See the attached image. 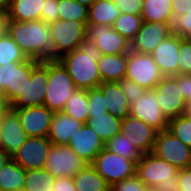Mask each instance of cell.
I'll use <instances>...</instances> for the list:
<instances>
[{
	"label": "cell",
	"instance_id": "1",
	"mask_svg": "<svg viewBox=\"0 0 191 191\" xmlns=\"http://www.w3.org/2000/svg\"><path fill=\"white\" fill-rule=\"evenodd\" d=\"M5 30L27 58L37 61L53 60L51 29L42 20H5Z\"/></svg>",
	"mask_w": 191,
	"mask_h": 191
},
{
	"label": "cell",
	"instance_id": "2",
	"mask_svg": "<svg viewBox=\"0 0 191 191\" xmlns=\"http://www.w3.org/2000/svg\"><path fill=\"white\" fill-rule=\"evenodd\" d=\"M100 49L91 41L85 39L78 48L57 59L67 70L74 85L80 90L97 88L101 83L98 68Z\"/></svg>",
	"mask_w": 191,
	"mask_h": 191
},
{
	"label": "cell",
	"instance_id": "3",
	"mask_svg": "<svg viewBox=\"0 0 191 191\" xmlns=\"http://www.w3.org/2000/svg\"><path fill=\"white\" fill-rule=\"evenodd\" d=\"M77 88L58 60H48V82L43 105L53 112L63 111L65 103Z\"/></svg>",
	"mask_w": 191,
	"mask_h": 191
},
{
	"label": "cell",
	"instance_id": "4",
	"mask_svg": "<svg viewBox=\"0 0 191 191\" xmlns=\"http://www.w3.org/2000/svg\"><path fill=\"white\" fill-rule=\"evenodd\" d=\"M53 48V60L72 52L86 39L87 24L77 20L59 19L49 24Z\"/></svg>",
	"mask_w": 191,
	"mask_h": 191
},
{
	"label": "cell",
	"instance_id": "5",
	"mask_svg": "<svg viewBox=\"0 0 191 191\" xmlns=\"http://www.w3.org/2000/svg\"><path fill=\"white\" fill-rule=\"evenodd\" d=\"M48 82V60L31 59V79L26 87L9 105L10 109L42 106Z\"/></svg>",
	"mask_w": 191,
	"mask_h": 191
},
{
	"label": "cell",
	"instance_id": "6",
	"mask_svg": "<svg viewBox=\"0 0 191 191\" xmlns=\"http://www.w3.org/2000/svg\"><path fill=\"white\" fill-rule=\"evenodd\" d=\"M91 165L111 187L120 181L136 175L137 163L106 149L96 155Z\"/></svg>",
	"mask_w": 191,
	"mask_h": 191
},
{
	"label": "cell",
	"instance_id": "7",
	"mask_svg": "<svg viewBox=\"0 0 191 191\" xmlns=\"http://www.w3.org/2000/svg\"><path fill=\"white\" fill-rule=\"evenodd\" d=\"M164 77L151 54L129 51L127 53L126 75L127 80L135 82L146 90L154 87Z\"/></svg>",
	"mask_w": 191,
	"mask_h": 191
},
{
	"label": "cell",
	"instance_id": "8",
	"mask_svg": "<svg viewBox=\"0 0 191 191\" xmlns=\"http://www.w3.org/2000/svg\"><path fill=\"white\" fill-rule=\"evenodd\" d=\"M31 79V58L0 65V95L7 106L23 92Z\"/></svg>",
	"mask_w": 191,
	"mask_h": 191
},
{
	"label": "cell",
	"instance_id": "9",
	"mask_svg": "<svg viewBox=\"0 0 191 191\" xmlns=\"http://www.w3.org/2000/svg\"><path fill=\"white\" fill-rule=\"evenodd\" d=\"M88 163L66 144H52L44 169L54 178L73 177Z\"/></svg>",
	"mask_w": 191,
	"mask_h": 191
},
{
	"label": "cell",
	"instance_id": "10",
	"mask_svg": "<svg viewBox=\"0 0 191 191\" xmlns=\"http://www.w3.org/2000/svg\"><path fill=\"white\" fill-rule=\"evenodd\" d=\"M151 153L178 169L191 167V148L168 130L158 131Z\"/></svg>",
	"mask_w": 191,
	"mask_h": 191
},
{
	"label": "cell",
	"instance_id": "11",
	"mask_svg": "<svg viewBox=\"0 0 191 191\" xmlns=\"http://www.w3.org/2000/svg\"><path fill=\"white\" fill-rule=\"evenodd\" d=\"M162 113L167 120L189 112L179 85L173 76H164L154 87Z\"/></svg>",
	"mask_w": 191,
	"mask_h": 191
},
{
	"label": "cell",
	"instance_id": "12",
	"mask_svg": "<svg viewBox=\"0 0 191 191\" xmlns=\"http://www.w3.org/2000/svg\"><path fill=\"white\" fill-rule=\"evenodd\" d=\"M51 145L48 137H27L11 159L26 171L44 169Z\"/></svg>",
	"mask_w": 191,
	"mask_h": 191
},
{
	"label": "cell",
	"instance_id": "13",
	"mask_svg": "<svg viewBox=\"0 0 191 191\" xmlns=\"http://www.w3.org/2000/svg\"><path fill=\"white\" fill-rule=\"evenodd\" d=\"M178 171L177 167L150 152L143 154L137 162L136 175L144 185L157 186L161 182L170 181Z\"/></svg>",
	"mask_w": 191,
	"mask_h": 191
},
{
	"label": "cell",
	"instance_id": "14",
	"mask_svg": "<svg viewBox=\"0 0 191 191\" xmlns=\"http://www.w3.org/2000/svg\"><path fill=\"white\" fill-rule=\"evenodd\" d=\"M86 39L100 49L101 55L124 54L130 51V42L107 25L87 24Z\"/></svg>",
	"mask_w": 191,
	"mask_h": 191
},
{
	"label": "cell",
	"instance_id": "15",
	"mask_svg": "<svg viewBox=\"0 0 191 191\" xmlns=\"http://www.w3.org/2000/svg\"><path fill=\"white\" fill-rule=\"evenodd\" d=\"M158 131L167 130L168 120L162 113L159 100L154 89L146 90L143 95L130 104V114Z\"/></svg>",
	"mask_w": 191,
	"mask_h": 191
},
{
	"label": "cell",
	"instance_id": "16",
	"mask_svg": "<svg viewBox=\"0 0 191 191\" xmlns=\"http://www.w3.org/2000/svg\"><path fill=\"white\" fill-rule=\"evenodd\" d=\"M173 22H144L130 43V50L151 54L154 48L173 34Z\"/></svg>",
	"mask_w": 191,
	"mask_h": 191
},
{
	"label": "cell",
	"instance_id": "17",
	"mask_svg": "<svg viewBox=\"0 0 191 191\" xmlns=\"http://www.w3.org/2000/svg\"><path fill=\"white\" fill-rule=\"evenodd\" d=\"M120 133L124 135L142 154L152 152L158 130L140 119L128 115L123 118Z\"/></svg>",
	"mask_w": 191,
	"mask_h": 191
},
{
	"label": "cell",
	"instance_id": "18",
	"mask_svg": "<svg viewBox=\"0 0 191 191\" xmlns=\"http://www.w3.org/2000/svg\"><path fill=\"white\" fill-rule=\"evenodd\" d=\"M12 110L17 113L21 127L28 137H48L53 111L44 105Z\"/></svg>",
	"mask_w": 191,
	"mask_h": 191
},
{
	"label": "cell",
	"instance_id": "19",
	"mask_svg": "<svg viewBox=\"0 0 191 191\" xmlns=\"http://www.w3.org/2000/svg\"><path fill=\"white\" fill-rule=\"evenodd\" d=\"M80 158L91 164L105 142L86 123L76 130L67 144Z\"/></svg>",
	"mask_w": 191,
	"mask_h": 191
},
{
	"label": "cell",
	"instance_id": "20",
	"mask_svg": "<svg viewBox=\"0 0 191 191\" xmlns=\"http://www.w3.org/2000/svg\"><path fill=\"white\" fill-rule=\"evenodd\" d=\"M180 36L171 34L162 40L153 50L151 56L160 68L164 76H174L179 74Z\"/></svg>",
	"mask_w": 191,
	"mask_h": 191
},
{
	"label": "cell",
	"instance_id": "21",
	"mask_svg": "<svg viewBox=\"0 0 191 191\" xmlns=\"http://www.w3.org/2000/svg\"><path fill=\"white\" fill-rule=\"evenodd\" d=\"M0 137V148L10 156L21 147L28 137L21 127L17 113L8 106L4 108V120Z\"/></svg>",
	"mask_w": 191,
	"mask_h": 191
},
{
	"label": "cell",
	"instance_id": "22",
	"mask_svg": "<svg viewBox=\"0 0 191 191\" xmlns=\"http://www.w3.org/2000/svg\"><path fill=\"white\" fill-rule=\"evenodd\" d=\"M83 123L65 114L63 111L54 112L48 133L52 144H68L71 136L82 127Z\"/></svg>",
	"mask_w": 191,
	"mask_h": 191
},
{
	"label": "cell",
	"instance_id": "23",
	"mask_svg": "<svg viewBox=\"0 0 191 191\" xmlns=\"http://www.w3.org/2000/svg\"><path fill=\"white\" fill-rule=\"evenodd\" d=\"M98 87L102 90L106 107L113 116L122 120L130 114V104L119 82H101Z\"/></svg>",
	"mask_w": 191,
	"mask_h": 191
},
{
	"label": "cell",
	"instance_id": "24",
	"mask_svg": "<svg viewBox=\"0 0 191 191\" xmlns=\"http://www.w3.org/2000/svg\"><path fill=\"white\" fill-rule=\"evenodd\" d=\"M127 53L101 55L98 68L101 82H119L125 78Z\"/></svg>",
	"mask_w": 191,
	"mask_h": 191
},
{
	"label": "cell",
	"instance_id": "25",
	"mask_svg": "<svg viewBox=\"0 0 191 191\" xmlns=\"http://www.w3.org/2000/svg\"><path fill=\"white\" fill-rule=\"evenodd\" d=\"M45 0H11L5 20L34 21L40 20L41 9Z\"/></svg>",
	"mask_w": 191,
	"mask_h": 191
},
{
	"label": "cell",
	"instance_id": "26",
	"mask_svg": "<svg viewBox=\"0 0 191 191\" xmlns=\"http://www.w3.org/2000/svg\"><path fill=\"white\" fill-rule=\"evenodd\" d=\"M120 11L112 0H95L88 8L87 24L112 27Z\"/></svg>",
	"mask_w": 191,
	"mask_h": 191
},
{
	"label": "cell",
	"instance_id": "27",
	"mask_svg": "<svg viewBox=\"0 0 191 191\" xmlns=\"http://www.w3.org/2000/svg\"><path fill=\"white\" fill-rule=\"evenodd\" d=\"M87 125L104 141L120 133L121 119L110 112L100 115H88Z\"/></svg>",
	"mask_w": 191,
	"mask_h": 191
},
{
	"label": "cell",
	"instance_id": "28",
	"mask_svg": "<svg viewBox=\"0 0 191 191\" xmlns=\"http://www.w3.org/2000/svg\"><path fill=\"white\" fill-rule=\"evenodd\" d=\"M73 179L76 191H110L106 180L91 164H87L73 176Z\"/></svg>",
	"mask_w": 191,
	"mask_h": 191
},
{
	"label": "cell",
	"instance_id": "29",
	"mask_svg": "<svg viewBox=\"0 0 191 191\" xmlns=\"http://www.w3.org/2000/svg\"><path fill=\"white\" fill-rule=\"evenodd\" d=\"M141 17L144 22H173L172 0H143Z\"/></svg>",
	"mask_w": 191,
	"mask_h": 191
},
{
	"label": "cell",
	"instance_id": "30",
	"mask_svg": "<svg viewBox=\"0 0 191 191\" xmlns=\"http://www.w3.org/2000/svg\"><path fill=\"white\" fill-rule=\"evenodd\" d=\"M26 170L12 159L0 169V191H22Z\"/></svg>",
	"mask_w": 191,
	"mask_h": 191
},
{
	"label": "cell",
	"instance_id": "31",
	"mask_svg": "<svg viewBox=\"0 0 191 191\" xmlns=\"http://www.w3.org/2000/svg\"><path fill=\"white\" fill-rule=\"evenodd\" d=\"M88 106L87 90L76 89L67 99L63 112L85 124L89 117Z\"/></svg>",
	"mask_w": 191,
	"mask_h": 191
},
{
	"label": "cell",
	"instance_id": "32",
	"mask_svg": "<svg viewBox=\"0 0 191 191\" xmlns=\"http://www.w3.org/2000/svg\"><path fill=\"white\" fill-rule=\"evenodd\" d=\"M28 58L4 29L0 33V65L11 62H23Z\"/></svg>",
	"mask_w": 191,
	"mask_h": 191
},
{
	"label": "cell",
	"instance_id": "33",
	"mask_svg": "<svg viewBox=\"0 0 191 191\" xmlns=\"http://www.w3.org/2000/svg\"><path fill=\"white\" fill-rule=\"evenodd\" d=\"M105 148L117 155H121L124 158L135 161L136 163L143 155L139 149L121 133H118L105 142Z\"/></svg>",
	"mask_w": 191,
	"mask_h": 191
},
{
	"label": "cell",
	"instance_id": "34",
	"mask_svg": "<svg viewBox=\"0 0 191 191\" xmlns=\"http://www.w3.org/2000/svg\"><path fill=\"white\" fill-rule=\"evenodd\" d=\"M54 177L45 169L28 170L24 179V191H51Z\"/></svg>",
	"mask_w": 191,
	"mask_h": 191
},
{
	"label": "cell",
	"instance_id": "35",
	"mask_svg": "<svg viewBox=\"0 0 191 191\" xmlns=\"http://www.w3.org/2000/svg\"><path fill=\"white\" fill-rule=\"evenodd\" d=\"M142 23L143 19L141 15L120 13L113 23L112 28L131 43L140 30Z\"/></svg>",
	"mask_w": 191,
	"mask_h": 191
},
{
	"label": "cell",
	"instance_id": "36",
	"mask_svg": "<svg viewBox=\"0 0 191 191\" xmlns=\"http://www.w3.org/2000/svg\"><path fill=\"white\" fill-rule=\"evenodd\" d=\"M59 19L77 20L88 22V7L78 3L75 0H59L58 2Z\"/></svg>",
	"mask_w": 191,
	"mask_h": 191
},
{
	"label": "cell",
	"instance_id": "37",
	"mask_svg": "<svg viewBox=\"0 0 191 191\" xmlns=\"http://www.w3.org/2000/svg\"><path fill=\"white\" fill-rule=\"evenodd\" d=\"M167 130L191 148V113L168 120Z\"/></svg>",
	"mask_w": 191,
	"mask_h": 191
},
{
	"label": "cell",
	"instance_id": "38",
	"mask_svg": "<svg viewBox=\"0 0 191 191\" xmlns=\"http://www.w3.org/2000/svg\"><path fill=\"white\" fill-rule=\"evenodd\" d=\"M87 93L89 115H100L109 112L106 107L105 96L99 87L87 90Z\"/></svg>",
	"mask_w": 191,
	"mask_h": 191
},
{
	"label": "cell",
	"instance_id": "39",
	"mask_svg": "<svg viewBox=\"0 0 191 191\" xmlns=\"http://www.w3.org/2000/svg\"><path fill=\"white\" fill-rule=\"evenodd\" d=\"M179 74H191V44L180 37L178 56Z\"/></svg>",
	"mask_w": 191,
	"mask_h": 191
},
{
	"label": "cell",
	"instance_id": "40",
	"mask_svg": "<svg viewBox=\"0 0 191 191\" xmlns=\"http://www.w3.org/2000/svg\"><path fill=\"white\" fill-rule=\"evenodd\" d=\"M119 85L129 104L136 102L146 91L142 86H139L135 82L127 80L126 78L120 80Z\"/></svg>",
	"mask_w": 191,
	"mask_h": 191
},
{
	"label": "cell",
	"instance_id": "41",
	"mask_svg": "<svg viewBox=\"0 0 191 191\" xmlns=\"http://www.w3.org/2000/svg\"><path fill=\"white\" fill-rule=\"evenodd\" d=\"M58 2L59 0H45L43 9H41L40 20L47 24L59 20Z\"/></svg>",
	"mask_w": 191,
	"mask_h": 191
},
{
	"label": "cell",
	"instance_id": "42",
	"mask_svg": "<svg viewBox=\"0 0 191 191\" xmlns=\"http://www.w3.org/2000/svg\"><path fill=\"white\" fill-rule=\"evenodd\" d=\"M144 186V183L135 175L112 185L110 191H143Z\"/></svg>",
	"mask_w": 191,
	"mask_h": 191
},
{
	"label": "cell",
	"instance_id": "43",
	"mask_svg": "<svg viewBox=\"0 0 191 191\" xmlns=\"http://www.w3.org/2000/svg\"><path fill=\"white\" fill-rule=\"evenodd\" d=\"M120 13L141 15L143 0H112Z\"/></svg>",
	"mask_w": 191,
	"mask_h": 191
},
{
	"label": "cell",
	"instance_id": "44",
	"mask_svg": "<svg viewBox=\"0 0 191 191\" xmlns=\"http://www.w3.org/2000/svg\"><path fill=\"white\" fill-rule=\"evenodd\" d=\"M172 26L173 33L183 38L191 31V12L176 18Z\"/></svg>",
	"mask_w": 191,
	"mask_h": 191
},
{
	"label": "cell",
	"instance_id": "45",
	"mask_svg": "<svg viewBox=\"0 0 191 191\" xmlns=\"http://www.w3.org/2000/svg\"><path fill=\"white\" fill-rule=\"evenodd\" d=\"M181 90L183 98L188 106L191 105V74H178L173 76Z\"/></svg>",
	"mask_w": 191,
	"mask_h": 191
},
{
	"label": "cell",
	"instance_id": "46",
	"mask_svg": "<svg viewBox=\"0 0 191 191\" xmlns=\"http://www.w3.org/2000/svg\"><path fill=\"white\" fill-rule=\"evenodd\" d=\"M191 12V0H172L173 22L176 18Z\"/></svg>",
	"mask_w": 191,
	"mask_h": 191
},
{
	"label": "cell",
	"instance_id": "47",
	"mask_svg": "<svg viewBox=\"0 0 191 191\" xmlns=\"http://www.w3.org/2000/svg\"><path fill=\"white\" fill-rule=\"evenodd\" d=\"M51 191H76L73 177L55 178Z\"/></svg>",
	"mask_w": 191,
	"mask_h": 191
},
{
	"label": "cell",
	"instance_id": "48",
	"mask_svg": "<svg viewBox=\"0 0 191 191\" xmlns=\"http://www.w3.org/2000/svg\"><path fill=\"white\" fill-rule=\"evenodd\" d=\"M178 186L180 191H191V167L179 169Z\"/></svg>",
	"mask_w": 191,
	"mask_h": 191
},
{
	"label": "cell",
	"instance_id": "49",
	"mask_svg": "<svg viewBox=\"0 0 191 191\" xmlns=\"http://www.w3.org/2000/svg\"><path fill=\"white\" fill-rule=\"evenodd\" d=\"M156 187L160 191H180L178 186V174L173 176L170 181L161 182Z\"/></svg>",
	"mask_w": 191,
	"mask_h": 191
},
{
	"label": "cell",
	"instance_id": "50",
	"mask_svg": "<svg viewBox=\"0 0 191 191\" xmlns=\"http://www.w3.org/2000/svg\"><path fill=\"white\" fill-rule=\"evenodd\" d=\"M11 159V156L0 148V169Z\"/></svg>",
	"mask_w": 191,
	"mask_h": 191
},
{
	"label": "cell",
	"instance_id": "51",
	"mask_svg": "<svg viewBox=\"0 0 191 191\" xmlns=\"http://www.w3.org/2000/svg\"><path fill=\"white\" fill-rule=\"evenodd\" d=\"M11 0H0V11L6 15L10 6Z\"/></svg>",
	"mask_w": 191,
	"mask_h": 191
},
{
	"label": "cell",
	"instance_id": "52",
	"mask_svg": "<svg viewBox=\"0 0 191 191\" xmlns=\"http://www.w3.org/2000/svg\"><path fill=\"white\" fill-rule=\"evenodd\" d=\"M5 29V15L0 11V33Z\"/></svg>",
	"mask_w": 191,
	"mask_h": 191
},
{
	"label": "cell",
	"instance_id": "53",
	"mask_svg": "<svg viewBox=\"0 0 191 191\" xmlns=\"http://www.w3.org/2000/svg\"><path fill=\"white\" fill-rule=\"evenodd\" d=\"M77 1L78 3L86 6L89 8V6L95 1V0H75Z\"/></svg>",
	"mask_w": 191,
	"mask_h": 191
},
{
	"label": "cell",
	"instance_id": "54",
	"mask_svg": "<svg viewBox=\"0 0 191 191\" xmlns=\"http://www.w3.org/2000/svg\"><path fill=\"white\" fill-rule=\"evenodd\" d=\"M143 191H160L156 186H144Z\"/></svg>",
	"mask_w": 191,
	"mask_h": 191
},
{
	"label": "cell",
	"instance_id": "55",
	"mask_svg": "<svg viewBox=\"0 0 191 191\" xmlns=\"http://www.w3.org/2000/svg\"><path fill=\"white\" fill-rule=\"evenodd\" d=\"M4 120V109L0 112V135L2 133V124ZM1 138V137H0Z\"/></svg>",
	"mask_w": 191,
	"mask_h": 191
},
{
	"label": "cell",
	"instance_id": "56",
	"mask_svg": "<svg viewBox=\"0 0 191 191\" xmlns=\"http://www.w3.org/2000/svg\"><path fill=\"white\" fill-rule=\"evenodd\" d=\"M7 106L2 96L0 95V112Z\"/></svg>",
	"mask_w": 191,
	"mask_h": 191
},
{
	"label": "cell",
	"instance_id": "57",
	"mask_svg": "<svg viewBox=\"0 0 191 191\" xmlns=\"http://www.w3.org/2000/svg\"><path fill=\"white\" fill-rule=\"evenodd\" d=\"M183 40L191 44V31L183 37Z\"/></svg>",
	"mask_w": 191,
	"mask_h": 191
}]
</instances>
